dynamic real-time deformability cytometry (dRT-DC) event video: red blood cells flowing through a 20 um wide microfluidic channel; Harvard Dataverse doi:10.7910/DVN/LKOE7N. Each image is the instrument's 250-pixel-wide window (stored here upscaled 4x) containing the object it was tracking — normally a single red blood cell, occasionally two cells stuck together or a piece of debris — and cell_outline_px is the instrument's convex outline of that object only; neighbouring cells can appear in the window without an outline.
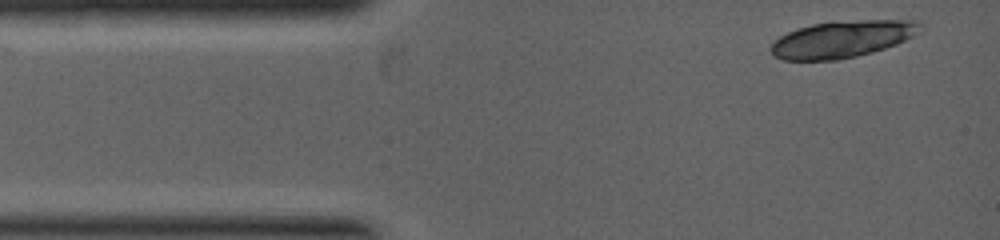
{"species": "common noctule bat (a hibernating species)", "species_latin": "Nyctalus noctula", "temperature_condition": "warm", "stored_images_in_passage": 2, "camera_frame_rate_fps": 5000, "um_per_image_px": 0.085, "animal": {"sex": "female", "body_mass_g": 19.0, "forearm_length_mm": 53.3}, "frame": {"image": 1, "passage_image": 2, "time_ms": 0.6, "image_size_px": [1000, 240], "cell_outline_px": [[920, 32], [896, 44], [872, 52], [856, 56], [836, 60], [784, 60], [772, 56], [772, 44], [780, 36], [788, 32], [812, 24], [832, 20], [912, 20], [920, 24]], "centroid_in_image_um": [71.57, 3.32], "position_along_channel_um": 13.4, "area_um2": 31.96}}